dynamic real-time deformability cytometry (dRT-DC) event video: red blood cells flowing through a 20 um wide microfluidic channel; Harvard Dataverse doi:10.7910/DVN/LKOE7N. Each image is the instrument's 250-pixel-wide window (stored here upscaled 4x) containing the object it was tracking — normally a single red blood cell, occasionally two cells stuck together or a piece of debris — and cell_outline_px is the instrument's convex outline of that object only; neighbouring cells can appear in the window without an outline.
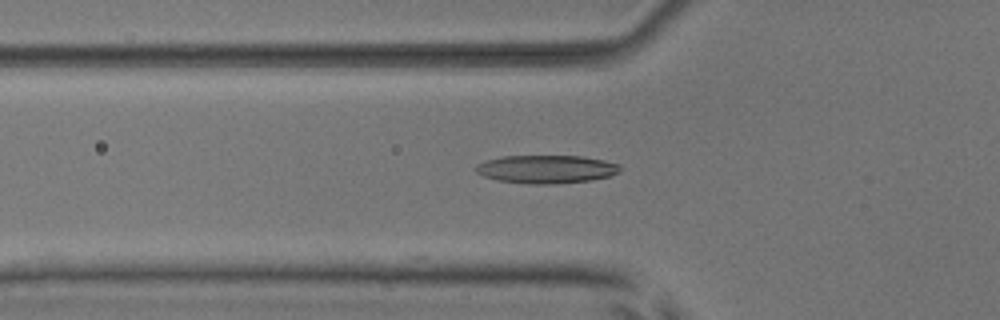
{"species": "common noctule bat (a hibernating species)", "species_latin": "Nyctalus noctula", "temperature_condition": "room temperature", "stored_images_in_passage": 53, "camera_frame_rate_fps": 3000, "um_per_image_px": 0.085, "animal": {"sex": "male", "body_mass_g": 17.9, "forearm_length_mm": 54.2}, "frame": {"image": 1, "passage_image": 19, "time_ms": 6.0, "image_size_px": [1000, 320], "cell_outline_px": [[620, 172], [612, 176], [592, 180], [556, 184], [528, 184], [500, 180], [484, 176], [476, 172], [472, 168], [476, 164], [488, 160], [504, 156], [580, 156], [604, 160], [620, 164]], "centroid_in_image_um": [46.47, 14.38], "position_along_channel_um": 79.3, "area_um2": 23.81}}
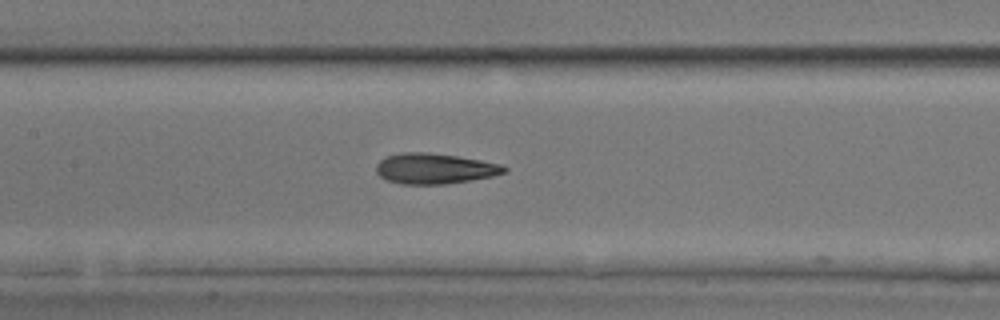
{"frame": {"image": 2, "passage_image": 26, "time_ms": 8.333, "image_size_px": [1000, 320], "cell_outline_px": [[508, 168], [504, 172], [492, 176], [444, 184], [400, 184], [388, 180], [380, 176], [376, 172], [376, 164], [384, 156], [400, 152], [428, 152], [456, 156], [480, 160], [500, 164]], "centroid_in_image_um": [36.88, 14.32], "position_along_channel_um": 170.5, "area_um2": 22.66}}
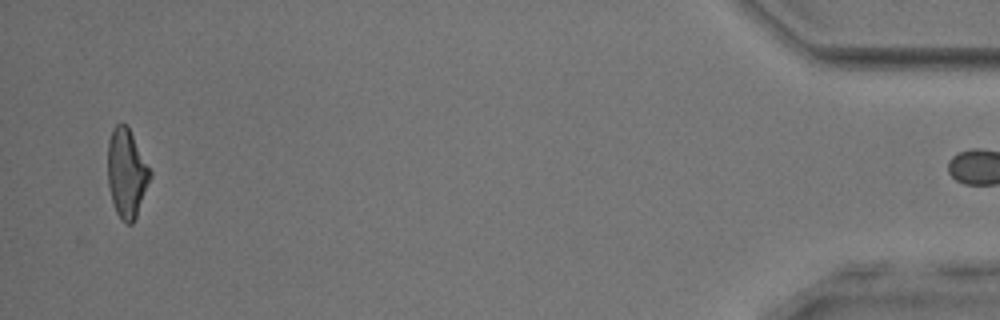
{"frame": {"image": 3, "passage_image": 52, "time_ms": 17.0, "image_size_px": [1000, 320], "cell_outline_px": [[152, 176], [136, 216], [132, 224], [128, 224], [116, 212], [112, 200], [108, 184], [108, 140], [112, 128], [116, 124], [124, 124], [128, 128], [152, 172]], "centroid_in_image_um": [10.76, 14.71], "position_along_channel_um": 424.4, "area_um2": 21.56}}